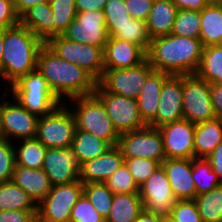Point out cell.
<instances>
[{
  "instance_id": "cell-1",
  "label": "cell",
  "mask_w": 222,
  "mask_h": 222,
  "mask_svg": "<svg viewBox=\"0 0 222 222\" xmlns=\"http://www.w3.org/2000/svg\"><path fill=\"white\" fill-rule=\"evenodd\" d=\"M203 48L199 38L170 33L151 39L146 55L154 70L169 75H191L199 68Z\"/></svg>"
},
{
  "instance_id": "cell-2",
  "label": "cell",
  "mask_w": 222,
  "mask_h": 222,
  "mask_svg": "<svg viewBox=\"0 0 222 222\" xmlns=\"http://www.w3.org/2000/svg\"><path fill=\"white\" fill-rule=\"evenodd\" d=\"M37 69L62 103L65 96H88L96 90L97 80L89 72L58 57L46 44L38 52Z\"/></svg>"
},
{
  "instance_id": "cell-3",
  "label": "cell",
  "mask_w": 222,
  "mask_h": 222,
  "mask_svg": "<svg viewBox=\"0 0 222 222\" xmlns=\"http://www.w3.org/2000/svg\"><path fill=\"white\" fill-rule=\"evenodd\" d=\"M45 43L21 23L4 28L1 77L14 84L37 68V56Z\"/></svg>"
},
{
  "instance_id": "cell-4",
  "label": "cell",
  "mask_w": 222,
  "mask_h": 222,
  "mask_svg": "<svg viewBox=\"0 0 222 222\" xmlns=\"http://www.w3.org/2000/svg\"><path fill=\"white\" fill-rule=\"evenodd\" d=\"M9 87V91L12 92L11 97L38 117L51 113L62 104L37 68L22 76Z\"/></svg>"
},
{
  "instance_id": "cell-5",
  "label": "cell",
  "mask_w": 222,
  "mask_h": 222,
  "mask_svg": "<svg viewBox=\"0 0 222 222\" xmlns=\"http://www.w3.org/2000/svg\"><path fill=\"white\" fill-rule=\"evenodd\" d=\"M76 102L72 110L76 121V129L91 133L92 135L107 141L111 146L118 144L119 133L114 128L103 102L95 95L71 98Z\"/></svg>"
},
{
  "instance_id": "cell-6",
  "label": "cell",
  "mask_w": 222,
  "mask_h": 222,
  "mask_svg": "<svg viewBox=\"0 0 222 222\" xmlns=\"http://www.w3.org/2000/svg\"><path fill=\"white\" fill-rule=\"evenodd\" d=\"M45 44L60 58L89 72L97 81L104 72V48L53 36Z\"/></svg>"
},
{
  "instance_id": "cell-7",
  "label": "cell",
  "mask_w": 222,
  "mask_h": 222,
  "mask_svg": "<svg viewBox=\"0 0 222 222\" xmlns=\"http://www.w3.org/2000/svg\"><path fill=\"white\" fill-rule=\"evenodd\" d=\"M76 130V121L70 108L60 104L51 113L39 117L36 139L47 148H69Z\"/></svg>"
},
{
  "instance_id": "cell-8",
  "label": "cell",
  "mask_w": 222,
  "mask_h": 222,
  "mask_svg": "<svg viewBox=\"0 0 222 222\" xmlns=\"http://www.w3.org/2000/svg\"><path fill=\"white\" fill-rule=\"evenodd\" d=\"M83 186L81 180L53 185L37 205V222H69L72 209L83 195Z\"/></svg>"
},
{
  "instance_id": "cell-9",
  "label": "cell",
  "mask_w": 222,
  "mask_h": 222,
  "mask_svg": "<svg viewBox=\"0 0 222 222\" xmlns=\"http://www.w3.org/2000/svg\"><path fill=\"white\" fill-rule=\"evenodd\" d=\"M184 119L197 124L216 118L210 97V83L196 74L182 75Z\"/></svg>"
},
{
  "instance_id": "cell-10",
  "label": "cell",
  "mask_w": 222,
  "mask_h": 222,
  "mask_svg": "<svg viewBox=\"0 0 222 222\" xmlns=\"http://www.w3.org/2000/svg\"><path fill=\"white\" fill-rule=\"evenodd\" d=\"M117 146L124 158H148L162 163L166 159L163 139L158 128L145 127L119 135Z\"/></svg>"
},
{
  "instance_id": "cell-11",
  "label": "cell",
  "mask_w": 222,
  "mask_h": 222,
  "mask_svg": "<svg viewBox=\"0 0 222 222\" xmlns=\"http://www.w3.org/2000/svg\"><path fill=\"white\" fill-rule=\"evenodd\" d=\"M153 70L147 59L133 68L104 69L97 84L106 92L137 100L145 80Z\"/></svg>"
},
{
  "instance_id": "cell-12",
  "label": "cell",
  "mask_w": 222,
  "mask_h": 222,
  "mask_svg": "<svg viewBox=\"0 0 222 222\" xmlns=\"http://www.w3.org/2000/svg\"><path fill=\"white\" fill-rule=\"evenodd\" d=\"M94 94L105 105L107 115L119 135L146 126L141 119L137 100L106 92L98 84Z\"/></svg>"
},
{
  "instance_id": "cell-13",
  "label": "cell",
  "mask_w": 222,
  "mask_h": 222,
  "mask_svg": "<svg viewBox=\"0 0 222 222\" xmlns=\"http://www.w3.org/2000/svg\"><path fill=\"white\" fill-rule=\"evenodd\" d=\"M139 195L144 210L163 216H169L177 201L162 165L139 186Z\"/></svg>"
},
{
  "instance_id": "cell-14",
  "label": "cell",
  "mask_w": 222,
  "mask_h": 222,
  "mask_svg": "<svg viewBox=\"0 0 222 222\" xmlns=\"http://www.w3.org/2000/svg\"><path fill=\"white\" fill-rule=\"evenodd\" d=\"M63 36L71 41L105 48L107 33L103 11L77 12Z\"/></svg>"
},
{
  "instance_id": "cell-15",
  "label": "cell",
  "mask_w": 222,
  "mask_h": 222,
  "mask_svg": "<svg viewBox=\"0 0 222 222\" xmlns=\"http://www.w3.org/2000/svg\"><path fill=\"white\" fill-rule=\"evenodd\" d=\"M3 94L5 102H1V116L5 140L34 139L36 137L39 117L26 110L15 98L10 103L5 100L7 92ZM5 97V98H4Z\"/></svg>"
},
{
  "instance_id": "cell-16",
  "label": "cell",
  "mask_w": 222,
  "mask_h": 222,
  "mask_svg": "<svg viewBox=\"0 0 222 222\" xmlns=\"http://www.w3.org/2000/svg\"><path fill=\"white\" fill-rule=\"evenodd\" d=\"M158 129L163 139L166 158H194V123L183 118L163 125Z\"/></svg>"
},
{
  "instance_id": "cell-17",
  "label": "cell",
  "mask_w": 222,
  "mask_h": 222,
  "mask_svg": "<svg viewBox=\"0 0 222 222\" xmlns=\"http://www.w3.org/2000/svg\"><path fill=\"white\" fill-rule=\"evenodd\" d=\"M182 101V75H169L161 90L156 117L149 126L160 128L183 119Z\"/></svg>"
},
{
  "instance_id": "cell-18",
  "label": "cell",
  "mask_w": 222,
  "mask_h": 222,
  "mask_svg": "<svg viewBox=\"0 0 222 222\" xmlns=\"http://www.w3.org/2000/svg\"><path fill=\"white\" fill-rule=\"evenodd\" d=\"M80 166L71 147L47 148L42 169L52 185H58L80 180Z\"/></svg>"
},
{
  "instance_id": "cell-19",
  "label": "cell",
  "mask_w": 222,
  "mask_h": 222,
  "mask_svg": "<svg viewBox=\"0 0 222 222\" xmlns=\"http://www.w3.org/2000/svg\"><path fill=\"white\" fill-rule=\"evenodd\" d=\"M146 53L140 45L109 37L104 48V69L136 67L147 59Z\"/></svg>"
},
{
  "instance_id": "cell-20",
  "label": "cell",
  "mask_w": 222,
  "mask_h": 222,
  "mask_svg": "<svg viewBox=\"0 0 222 222\" xmlns=\"http://www.w3.org/2000/svg\"><path fill=\"white\" fill-rule=\"evenodd\" d=\"M161 165L165 169L172 192L177 200H192L197 191L192 178V159L166 158Z\"/></svg>"
},
{
  "instance_id": "cell-21",
  "label": "cell",
  "mask_w": 222,
  "mask_h": 222,
  "mask_svg": "<svg viewBox=\"0 0 222 222\" xmlns=\"http://www.w3.org/2000/svg\"><path fill=\"white\" fill-rule=\"evenodd\" d=\"M123 163L120 148L117 145L112 146L99 157L81 164L79 179L83 184L105 183Z\"/></svg>"
},
{
  "instance_id": "cell-22",
  "label": "cell",
  "mask_w": 222,
  "mask_h": 222,
  "mask_svg": "<svg viewBox=\"0 0 222 222\" xmlns=\"http://www.w3.org/2000/svg\"><path fill=\"white\" fill-rule=\"evenodd\" d=\"M12 181L38 205L51 191L52 183L43 169L15 165Z\"/></svg>"
},
{
  "instance_id": "cell-23",
  "label": "cell",
  "mask_w": 222,
  "mask_h": 222,
  "mask_svg": "<svg viewBox=\"0 0 222 222\" xmlns=\"http://www.w3.org/2000/svg\"><path fill=\"white\" fill-rule=\"evenodd\" d=\"M168 76V73L153 70L145 80L137 102L141 119L146 125H149L156 117L161 90Z\"/></svg>"
},
{
  "instance_id": "cell-24",
  "label": "cell",
  "mask_w": 222,
  "mask_h": 222,
  "mask_svg": "<svg viewBox=\"0 0 222 222\" xmlns=\"http://www.w3.org/2000/svg\"><path fill=\"white\" fill-rule=\"evenodd\" d=\"M178 8L171 0H154L146 20L151 39L171 33Z\"/></svg>"
},
{
  "instance_id": "cell-25",
  "label": "cell",
  "mask_w": 222,
  "mask_h": 222,
  "mask_svg": "<svg viewBox=\"0 0 222 222\" xmlns=\"http://www.w3.org/2000/svg\"><path fill=\"white\" fill-rule=\"evenodd\" d=\"M20 23L44 43L54 36V14L49 3L31 7L20 17Z\"/></svg>"
},
{
  "instance_id": "cell-26",
  "label": "cell",
  "mask_w": 222,
  "mask_h": 222,
  "mask_svg": "<svg viewBox=\"0 0 222 222\" xmlns=\"http://www.w3.org/2000/svg\"><path fill=\"white\" fill-rule=\"evenodd\" d=\"M222 142V120L212 119L195 124L194 158H206Z\"/></svg>"
},
{
  "instance_id": "cell-27",
  "label": "cell",
  "mask_w": 222,
  "mask_h": 222,
  "mask_svg": "<svg viewBox=\"0 0 222 222\" xmlns=\"http://www.w3.org/2000/svg\"><path fill=\"white\" fill-rule=\"evenodd\" d=\"M199 39L204 47L222 41V4L211 1L200 11Z\"/></svg>"
},
{
  "instance_id": "cell-28",
  "label": "cell",
  "mask_w": 222,
  "mask_h": 222,
  "mask_svg": "<svg viewBox=\"0 0 222 222\" xmlns=\"http://www.w3.org/2000/svg\"><path fill=\"white\" fill-rule=\"evenodd\" d=\"M143 210L139 193H117L106 222H135Z\"/></svg>"
},
{
  "instance_id": "cell-29",
  "label": "cell",
  "mask_w": 222,
  "mask_h": 222,
  "mask_svg": "<svg viewBox=\"0 0 222 222\" xmlns=\"http://www.w3.org/2000/svg\"><path fill=\"white\" fill-rule=\"evenodd\" d=\"M110 147L107 141H104L89 132L76 129L74 139L71 145L74 157L79 164L92 160L104 154Z\"/></svg>"
},
{
  "instance_id": "cell-30",
  "label": "cell",
  "mask_w": 222,
  "mask_h": 222,
  "mask_svg": "<svg viewBox=\"0 0 222 222\" xmlns=\"http://www.w3.org/2000/svg\"><path fill=\"white\" fill-rule=\"evenodd\" d=\"M195 74L210 84L222 83V48L219 45L203 48L201 62Z\"/></svg>"
},
{
  "instance_id": "cell-31",
  "label": "cell",
  "mask_w": 222,
  "mask_h": 222,
  "mask_svg": "<svg viewBox=\"0 0 222 222\" xmlns=\"http://www.w3.org/2000/svg\"><path fill=\"white\" fill-rule=\"evenodd\" d=\"M3 210H37V205L11 180L0 183V211Z\"/></svg>"
},
{
  "instance_id": "cell-32",
  "label": "cell",
  "mask_w": 222,
  "mask_h": 222,
  "mask_svg": "<svg viewBox=\"0 0 222 222\" xmlns=\"http://www.w3.org/2000/svg\"><path fill=\"white\" fill-rule=\"evenodd\" d=\"M15 148L16 165L31 169H42L47 147L36 138L22 139Z\"/></svg>"
},
{
  "instance_id": "cell-33",
  "label": "cell",
  "mask_w": 222,
  "mask_h": 222,
  "mask_svg": "<svg viewBox=\"0 0 222 222\" xmlns=\"http://www.w3.org/2000/svg\"><path fill=\"white\" fill-rule=\"evenodd\" d=\"M203 222H222V184L194 199Z\"/></svg>"
},
{
  "instance_id": "cell-34",
  "label": "cell",
  "mask_w": 222,
  "mask_h": 222,
  "mask_svg": "<svg viewBox=\"0 0 222 222\" xmlns=\"http://www.w3.org/2000/svg\"><path fill=\"white\" fill-rule=\"evenodd\" d=\"M192 178L197 195L221 185L217 174L212 169L211 163L206 158L192 159Z\"/></svg>"
},
{
  "instance_id": "cell-35",
  "label": "cell",
  "mask_w": 222,
  "mask_h": 222,
  "mask_svg": "<svg viewBox=\"0 0 222 222\" xmlns=\"http://www.w3.org/2000/svg\"><path fill=\"white\" fill-rule=\"evenodd\" d=\"M110 37H116L129 43L140 45L146 52L151 44L146 21L139 19H132L124 26L118 27Z\"/></svg>"
},
{
  "instance_id": "cell-36",
  "label": "cell",
  "mask_w": 222,
  "mask_h": 222,
  "mask_svg": "<svg viewBox=\"0 0 222 222\" xmlns=\"http://www.w3.org/2000/svg\"><path fill=\"white\" fill-rule=\"evenodd\" d=\"M83 194L106 220L114 198V193L107 185L105 183H85L83 186Z\"/></svg>"
},
{
  "instance_id": "cell-37",
  "label": "cell",
  "mask_w": 222,
  "mask_h": 222,
  "mask_svg": "<svg viewBox=\"0 0 222 222\" xmlns=\"http://www.w3.org/2000/svg\"><path fill=\"white\" fill-rule=\"evenodd\" d=\"M49 4L54 14V36L63 35L77 16L75 0H51Z\"/></svg>"
},
{
  "instance_id": "cell-38",
  "label": "cell",
  "mask_w": 222,
  "mask_h": 222,
  "mask_svg": "<svg viewBox=\"0 0 222 222\" xmlns=\"http://www.w3.org/2000/svg\"><path fill=\"white\" fill-rule=\"evenodd\" d=\"M172 34L191 38L200 37V11L178 9Z\"/></svg>"
},
{
  "instance_id": "cell-39",
  "label": "cell",
  "mask_w": 222,
  "mask_h": 222,
  "mask_svg": "<svg viewBox=\"0 0 222 222\" xmlns=\"http://www.w3.org/2000/svg\"><path fill=\"white\" fill-rule=\"evenodd\" d=\"M103 12L109 37L118 27L124 26L133 19L127 10L125 0H107Z\"/></svg>"
},
{
  "instance_id": "cell-40",
  "label": "cell",
  "mask_w": 222,
  "mask_h": 222,
  "mask_svg": "<svg viewBox=\"0 0 222 222\" xmlns=\"http://www.w3.org/2000/svg\"><path fill=\"white\" fill-rule=\"evenodd\" d=\"M105 184L114 194L139 193V186L125 163L106 180Z\"/></svg>"
},
{
  "instance_id": "cell-41",
  "label": "cell",
  "mask_w": 222,
  "mask_h": 222,
  "mask_svg": "<svg viewBox=\"0 0 222 222\" xmlns=\"http://www.w3.org/2000/svg\"><path fill=\"white\" fill-rule=\"evenodd\" d=\"M124 163L138 186L145 182L161 166V163L157 160L141 157L124 158Z\"/></svg>"
},
{
  "instance_id": "cell-42",
  "label": "cell",
  "mask_w": 222,
  "mask_h": 222,
  "mask_svg": "<svg viewBox=\"0 0 222 222\" xmlns=\"http://www.w3.org/2000/svg\"><path fill=\"white\" fill-rule=\"evenodd\" d=\"M69 222H106L83 194L71 211Z\"/></svg>"
},
{
  "instance_id": "cell-43",
  "label": "cell",
  "mask_w": 222,
  "mask_h": 222,
  "mask_svg": "<svg viewBox=\"0 0 222 222\" xmlns=\"http://www.w3.org/2000/svg\"><path fill=\"white\" fill-rule=\"evenodd\" d=\"M15 143L13 140L0 142V183L12 180V174L16 165Z\"/></svg>"
},
{
  "instance_id": "cell-44",
  "label": "cell",
  "mask_w": 222,
  "mask_h": 222,
  "mask_svg": "<svg viewBox=\"0 0 222 222\" xmlns=\"http://www.w3.org/2000/svg\"><path fill=\"white\" fill-rule=\"evenodd\" d=\"M169 217L176 222H203L194 199L177 200Z\"/></svg>"
},
{
  "instance_id": "cell-45",
  "label": "cell",
  "mask_w": 222,
  "mask_h": 222,
  "mask_svg": "<svg viewBox=\"0 0 222 222\" xmlns=\"http://www.w3.org/2000/svg\"><path fill=\"white\" fill-rule=\"evenodd\" d=\"M20 23L12 0H0V26L10 28Z\"/></svg>"
},
{
  "instance_id": "cell-46",
  "label": "cell",
  "mask_w": 222,
  "mask_h": 222,
  "mask_svg": "<svg viewBox=\"0 0 222 222\" xmlns=\"http://www.w3.org/2000/svg\"><path fill=\"white\" fill-rule=\"evenodd\" d=\"M154 0H125L127 10L133 19L146 21Z\"/></svg>"
},
{
  "instance_id": "cell-47",
  "label": "cell",
  "mask_w": 222,
  "mask_h": 222,
  "mask_svg": "<svg viewBox=\"0 0 222 222\" xmlns=\"http://www.w3.org/2000/svg\"><path fill=\"white\" fill-rule=\"evenodd\" d=\"M0 222H37V210H3Z\"/></svg>"
},
{
  "instance_id": "cell-48",
  "label": "cell",
  "mask_w": 222,
  "mask_h": 222,
  "mask_svg": "<svg viewBox=\"0 0 222 222\" xmlns=\"http://www.w3.org/2000/svg\"><path fill=\"white\" fill-rule=\"evenodd\" d=\"M210 97L216 118L222 120V83L210 84Z\"/></svg>"
},
{
  "instance_id": "cell-49",
  "label": "cell",
  "mask_w": 222,
  "mask_h": 222,
  "mask_svg": "<svg viewBox=\"0 0 222 222\" xmlns=\"http://www.w3.org/2000/svg\"><path fill=\"white\" fill-rule=\"evenodd\" d=\"M206 159L211 163L213 171L217 174L222 184V142L206 157Z\"/></svg>"
},
{
  "instance_id": "cell-50",
  "label": "cell",
  "mask_w": 222,
  "mask_h": 222,
  "mask_svg": "<svg viewBox=\"0 0 222 222\" xmlns=\"http://www.w3.org/2000/svg\"><path fill=\"white\" fill-rule=\"evenodd\" d=\"M107 0H75L77 12L103 11Z\"/></svg>"
},
{
  "instance_id": "cell-51",
  "label": "cell",
  "mask_w": 222,
  "mask_h": 222,
  "mask_svg": "<svg viewBox=\"0 0 222 222\" xmlns=\"http://www.w3.org/2000/svg\"><path fill=\"white\" fill-rule=\"evenodd\" d=\"M178 9L201 11L212 0H171Z\"/></svg>"
},
{
  "instance_id": "cell-52",
  "label": "cell",
  "mask_w": 222,
  "mask_h": 222,
  "mask_svg": "<svg viewBox=\"0 0 222 222\" xmlns=\"http://www.w3.org/2000/svg\"><path fill=\"white\" fill-rule=\"evenodd\" d=\"M12 1L17 15L21 17L31 7L37 4L50 3L51 0H12Z\"/></svg>"
},
{
  "instance_id": "cell-53",
  "label": "cell",
  "mask_w": 222,
  "mask_h": 222,
  "mask_svg": "<svg viewBox=\"0 0 222 222\" xmlns=\"http://www.w3.org/2000/svg\"><path fill=\"white\" fill-rule=\"evenodd\" d=\"M135 222H165V216L143 210Z\"/></svg>"
},
{
  "instance_id": "cell-54",
  "label": "cell",
  "mask_w": 222,
  "mask_h": 222,
  "mask_svg": "<svg viewBox=\"0 0 222 222\" xmlns=\"http://www.w3.org/2000/svg\"><path fill=\"white\" fill-rule=\"evenodd\" d=\"M4 28L0 29V77H1V60L3 52Z\"/></svg>"
},
{
  "instance_id": "cell-55",
  "label": "cell",
  "mask_w": 222,
  "mask_h": 222,
  "mask_svg": "<svg viewBox=\"0 0 222 222\" xmlns=\"http://www.w3.org/2000/svg\"><path fill=\"white\" fill-rule=\"evenodd\" d=\"M5 140V133L3 130L2 116H1V103H0V142Z\"/></svg>"
},
{
  "instance_id": "cell-56",
  "label": "cell",
  "mask_w": 222,
  "mask_h": 222,
  "mask_svg": "<svg viewBox=\"0 0 222 222\" xmlns=\"http://www.w3.org/2000/svg\"><path fill=\"white\" fill-rule=\"evenodd\" d=\"M165 222H176V221L171 219L169 216H165Z\"/></svg>"
},
{
  "instance_id": "cell-57",
  "label": "cell",
  "mask_w": 222,
  "mask_h": 222,
  "mask_svg": "<svg viewBox=\"0 0 222 222\" xmlns=\"http://www.w3.org/2000/svg\"><path fill=\"white\" fill-rule=\"evenodd\" d=\"M216 3L222 4V0H213Z\"/></svg>"
},
{
  "instance_id": "cell-58",
  "label": "cell",
  "mask_w": 222,
  "mask_h": 222,
  "mask_svg": "<svg viewBox=\"0 0 222 222\" xmlns=\"http://www.w3.org/2000/svg\"><path fill=\"white\" fill-rule=\"evenodd\" d=\"M218 45L222 48V41Z\"/></svg>"
}]
</instances>
